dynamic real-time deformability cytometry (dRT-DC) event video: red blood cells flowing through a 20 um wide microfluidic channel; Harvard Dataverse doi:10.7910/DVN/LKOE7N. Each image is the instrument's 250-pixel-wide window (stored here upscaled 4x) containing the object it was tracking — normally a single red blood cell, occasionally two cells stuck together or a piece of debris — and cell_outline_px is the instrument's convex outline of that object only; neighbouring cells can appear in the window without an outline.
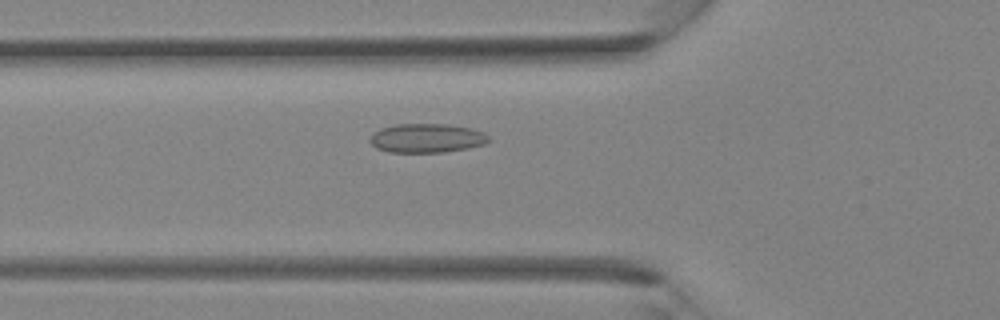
{"species": "Egyptian fruit bat (a non-hibernating species)", "species_latin": "Rousettus aegyptiacus", "temperature_condition": "room temperature", "stored_images_in_passage": 37, "camera_frame_rate_fps": 3000, "um_per_image_px": 0.085, "animal": {"sex": "female"}, "frame": {"image": 1, "passage_image": 13, "time_ms": 4.0, "image_size_px": [1000, 320], "cell_outline_px": [[492, 140], [484, 144], [468, 148], [444, 152], [388, 152], [376, 148], [368, 140], [372, 132], [380, 128], [396, 124], [448, 124], [472, 128], [484, 132]], "centroid_in_image_um": [36.26, 11.73], "position_along_channel_um": 89.5, "area_um2": 20.35}}
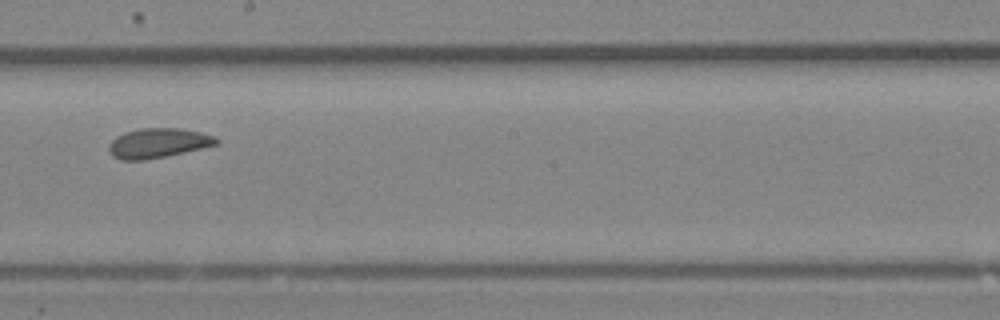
{"frame": {"image": 2, "passage_image": 21, "time_ms": 6.667, "image_size_px": [1000, 320], "cell_outline_px": [[220, 140], [216, 144], [184, 152], [144, 160], [120, 160], [112, 156], [108, 148], [108, 144], [116, 136], [124, 132], [140, 128], [180, 128], [200, 132], [216, 136]], "centroid_in_image_um": [13.4, 12.15], "position_along_channel_um": 234.8, "area_um2": 18.55}}
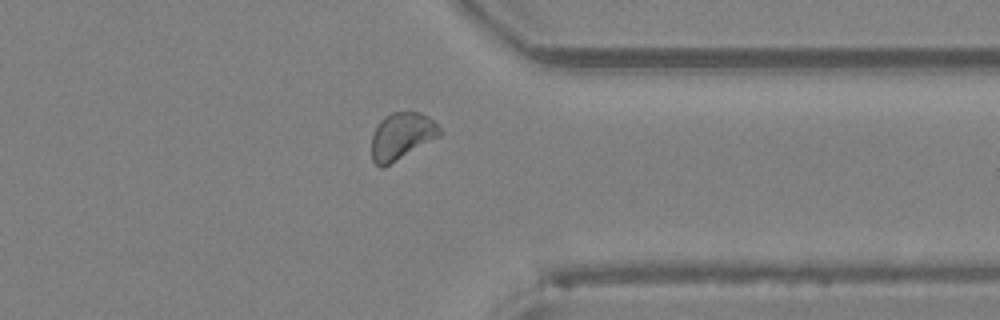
{"frame": {"image": 3, "passage_image": 29, "time_ms": 9.333, "image_size_px": [1000, 320], "cell_outline_px": [[444, 132], [440, 136], [388, 164], [380, 168], [372, 160], [372, 136], [380, 120], [384, 116], [392, 112], [420, 112], [428, 116]], "centroid_in_image_um": [34.14, 11.54], "position_along_channel_um": 377.3, "area_um2": 18.32}}